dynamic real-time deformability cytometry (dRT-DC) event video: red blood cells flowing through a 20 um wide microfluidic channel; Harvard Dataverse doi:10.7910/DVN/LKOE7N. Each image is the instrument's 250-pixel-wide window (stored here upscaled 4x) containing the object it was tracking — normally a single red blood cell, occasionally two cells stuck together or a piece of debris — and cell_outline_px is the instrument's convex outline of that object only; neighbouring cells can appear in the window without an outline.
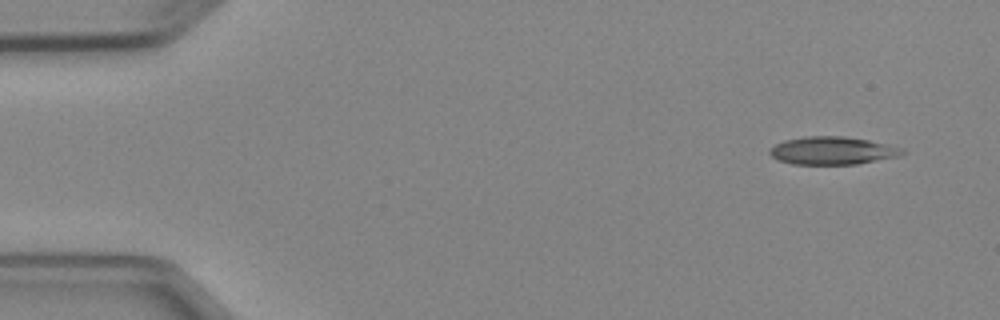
{"species": "Egyptian fruit bat (a non-hibernating species)", "species_latin": "Rousettus aegyptiacus", "temperature_condition": "cold", "stored_images_in_passage": 4, "camera_frame_rate_fps": 3000, "um_per_image_px": 0.085, "animal": {"sex": "female"}, "frame": {"image": 1, "passage_image": 1, "time_ms": 0.0, "image_size_px": [1000, 320], "cell_outline_px": [[908, 152], [900, 156], [856, 164], [792, 164], [780, 160], [772, 156], [768, 152], [768, 148], [784, 140], [804, 136], [844, 136], [868, 140], [888, 144], [904, 148]], "centroid_in_image_um": [70.78, 12.79], "position_along_channel_um": 14.2, "area_um2": 21.68}}
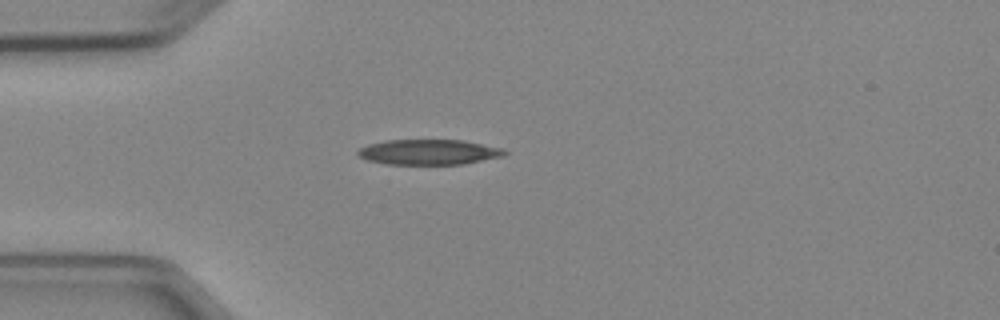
{"frame": {"image": 2, "passage_image": 4, "time_ms": 3.333, "image_size_px": [1000, 320], "cell_outline_px": [[508, 152], [504, 156], [464, 164], [388, 164], [368, 160], [360, 156], [356, 152], [360, 148], [368, 144], [384, 140], [464, 140], [504, 148]], "centroid_in_image_um": [36.49, 12.92], "position_along_channel_um": 48.5, "area_um2": 21.68}}